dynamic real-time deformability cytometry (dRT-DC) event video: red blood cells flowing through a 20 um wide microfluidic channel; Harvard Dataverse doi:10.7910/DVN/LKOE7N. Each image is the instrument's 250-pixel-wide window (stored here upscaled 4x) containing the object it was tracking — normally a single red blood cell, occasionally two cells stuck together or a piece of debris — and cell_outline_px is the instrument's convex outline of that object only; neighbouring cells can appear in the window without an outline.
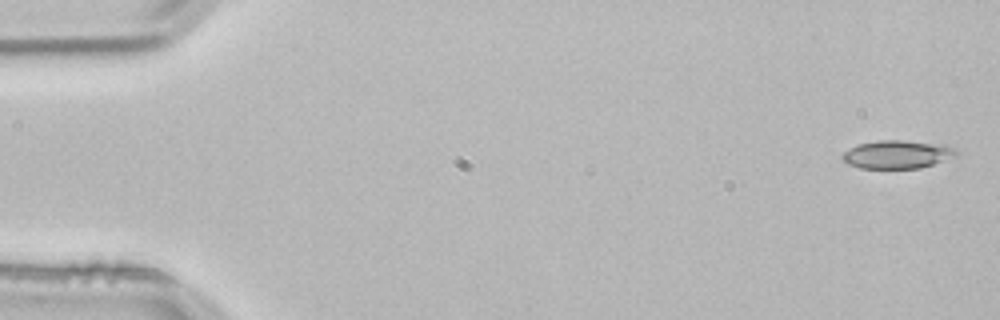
{"species": "common noctule bat (a hibernating species)", "species_latin": "Nyctalus noctula", "temperature_condition": "room temperature", "stored_images_in_passage": 3, "camera_frame_rate_fps": 3000, "um_per_image_px": 0.085, "animal": {"sex": "male", "body_mass_g": 21.5, "forearm_length_mm": 52.0}, "frame": {"image": 1, "passage_image": 1, "time_ms": 0.0, "image_size_px": [1000, 320], "cell_outline_px": [[956, 156], [920, 168], [860, 168], [848, 164], [840, 156], [844, 152], [856, 144], [880, 140], [904, 140], [944, 144], [952, 148], [956, 152]], "centroid_in_image_um": [76.23, 13.11], "position_along_channel_um": 8.8, "area_um2": 18.61}}